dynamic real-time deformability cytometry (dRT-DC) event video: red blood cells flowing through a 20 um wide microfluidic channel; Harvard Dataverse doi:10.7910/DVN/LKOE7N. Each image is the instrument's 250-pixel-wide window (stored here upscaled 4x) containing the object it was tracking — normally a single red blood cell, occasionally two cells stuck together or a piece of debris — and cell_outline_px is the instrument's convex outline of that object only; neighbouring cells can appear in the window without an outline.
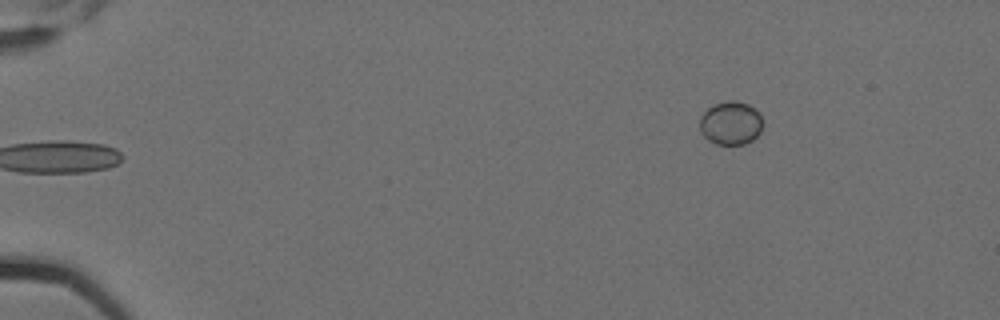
{"species": "Egyptian fruit bat (a non-hibernating species)", "species_latin": "Rousettus aegyptiacus", "temperature_condition": "cold", "stored_images_in_passage": 6, "camera_frame_rate_fps": 3000, "um_per_image_px": 0.085, "animal": {"sex": "female"}, "frame": {"image": 1, "passage_image": 6, "time_ms": 1.667, "image_size_px": [1000, 320], "cell_outline_px": [[764, 124], [760, 132], [752, 140], [744, 144], [716, 144], [708, 140], [700, 132], [700, 116], [708, 108], [716, 104], [728, 100], [736, 100], [748, 104], [760, 116]], "centroid_in_image_um": [62.1, 10.47], "position_along_channel_um": 22.9, "area_um2": 15.9}}